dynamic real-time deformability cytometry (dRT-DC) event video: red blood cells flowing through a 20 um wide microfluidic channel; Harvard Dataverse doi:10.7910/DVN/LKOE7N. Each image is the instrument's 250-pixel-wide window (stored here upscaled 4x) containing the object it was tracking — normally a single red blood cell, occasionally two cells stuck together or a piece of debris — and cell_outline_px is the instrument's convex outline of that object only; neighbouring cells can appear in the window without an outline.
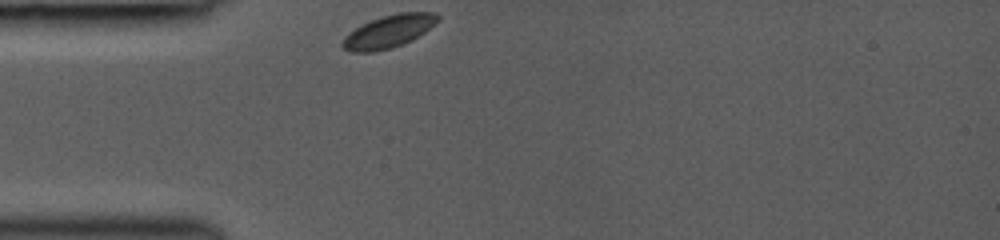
{"species": "common noctule bat (a hibernating species)", "species_latin": "Nyctalus noctula", "temperature_condition": "room temperature", "stored_images_in_passage": 9, "camera_frame_rate_fps": 3000, "um_per_image_px": 0.085, "animal": {"sex": "female", "body_mass_g": 19.0, "forearm_length_mm": 53.3}, "frame": {"image": 1, "passage_image": 1, "time_ms": 0.0, "image_size_px": [1000, 240], "cell_outline_px": [[440, 20], [424, 32], [412, 40], [392, 48], [372, 52], [352, 52], [344, 48], [340, 44], [344, 36], [348, 32], [372, 20], [384, 16], [400, 12], [436, 12], [440, 16]], "centroid_in_image_um": [33.05, 2.67], "position_along_channel_um": 51.9, "area_um2": 18.09}}
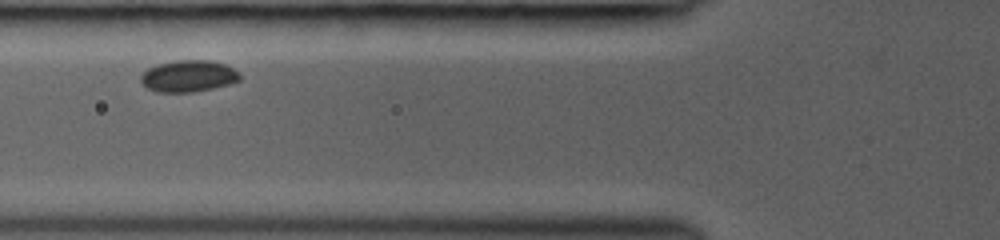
{"frame": {"image": 2, "passage_image": 8, "time_ms": 1.667, "image_size_px": [1000, 240], "cell_outline_px": [[240, 80], [232, 84], [192, 92], [156, 92], [148, 88], [140, 80], [140, 76], [148, 68], [156, 64], [176, 60], [212, 60], [224, 64], [232, 68], [240, 76]], "centroid_in_image_um": [16.01, 6.46], "position_along_channel_um": 109.8, "area_um2": 18.26}}